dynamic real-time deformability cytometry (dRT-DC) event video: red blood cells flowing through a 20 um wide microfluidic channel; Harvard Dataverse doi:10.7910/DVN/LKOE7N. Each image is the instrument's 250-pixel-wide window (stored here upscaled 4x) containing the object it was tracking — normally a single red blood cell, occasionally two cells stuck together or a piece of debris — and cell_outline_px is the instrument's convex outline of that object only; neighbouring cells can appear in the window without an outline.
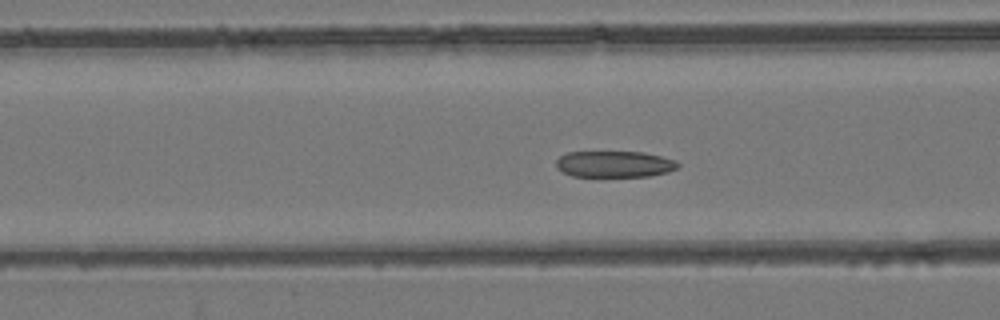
{"species": "common noctule bat (a hibernating species)", "species_latin": "Nyctalus noctula", "temperature_condition": "room temperature", "stored_images_in_passage": 55, "camera_frame_rate_fps": 3000, "um_per_image_px": 0.085, "animal": {"sex": "female", "body_mass_g": 24.6, "forearm_length_mm": 56.2}, "frame": {"image": 1, "passage_image": 22, "time_ms": 7.0, "image_size_px": [1000, 320], "cell_outline_px": [[680, 164], [676, 168], [668, 172], [652, 176], [572, 176], [556, 168], [556, 160], [560, 156], [568, 152], [644, 152], [676, 160]], "centroid_in_image_um": [52.24, 13.95], "position_along_channel_um": 114.4, "area_um2": 18.67}}
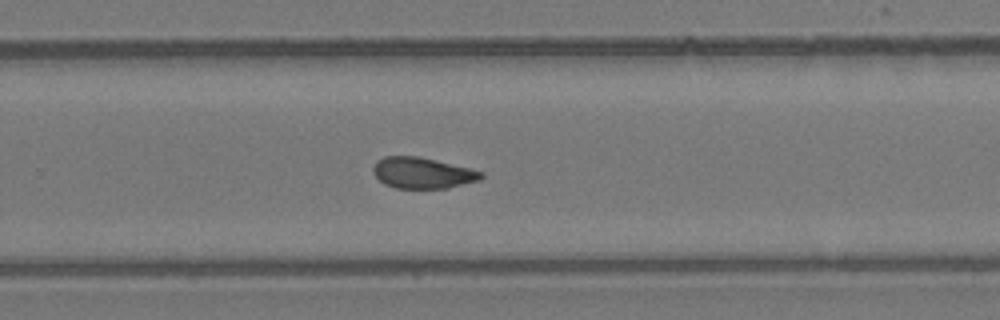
{"frame": {"image": 2, "passage_image": 36, "time_ms": 11.667, "image_size_px": [1000, 320], "cell_outline_px": [[484, 176], [480, 180], [448, 188], [396, 188], [384, 184], [372, 172], [372, 168], [376, 160], [384, 156], [420, 156], [484, 172]], "centroid_in_image_um": [35.89, 14.69], "position_along_channel_um": 293.9, "area_um2": 19.59}}
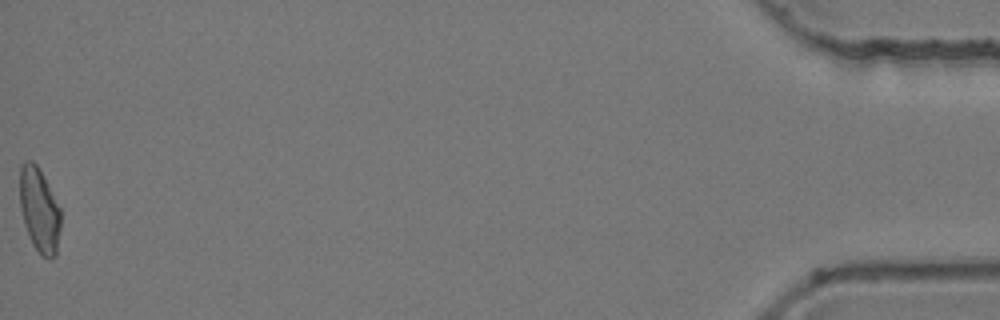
{"frame": {"image": 3, "passage_image": 55, "time_ms": 18.0, "image_size_px": [1000, 320], "cell_outline_px": [[60, 228], [56, 256], [48, 260], [40, 256], [32, 244], [24, 224], [20, 208], [20, 168], [24, 160], [32, 160], [36, 164], [60, 208]], "centroid_in_image_um": [3.33, 17.91], "position_along_channel_um": 431.9, "area_um2": 20.11}, "authors_computed_cell_mechanics": {"area_um2": 20.2878, "velocity_mm_per_s": 3.8458, "shape_relaxation_time_tau1_ms": null, "shape_relaxation_time_tau2_ms": 2.5504, "deformation_change_tau1": null, "deformation_change_tau2": 0.0937}}